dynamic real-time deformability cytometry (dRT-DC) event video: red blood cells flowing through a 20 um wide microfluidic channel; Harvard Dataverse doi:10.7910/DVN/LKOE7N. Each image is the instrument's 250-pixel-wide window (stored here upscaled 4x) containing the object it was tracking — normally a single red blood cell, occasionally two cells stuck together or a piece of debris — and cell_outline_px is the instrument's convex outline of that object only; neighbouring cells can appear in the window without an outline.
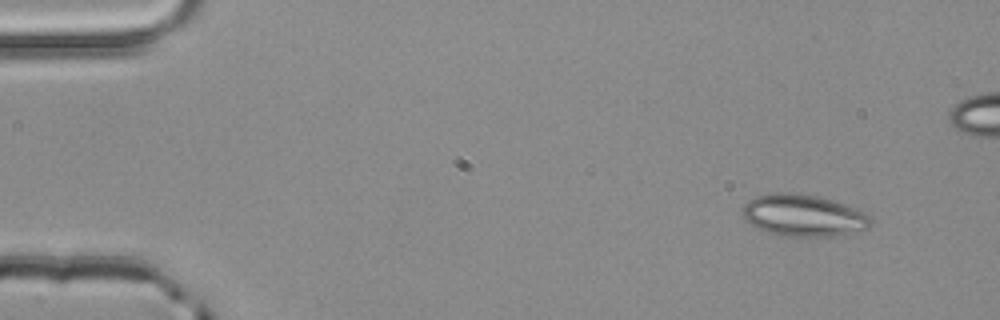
{"species": "common noctule bat (a hibernating species)", "species_latin": "Nyctalus noctula", "temperature_condition": "room temperature", "stored_images_in_passage": 3, "camera_frame_rate_fps": 3000, "um_per_image_px": 0.085, "animal": {"sex": "male", "body_mass_g": 20.4}, "frame": {"image": 1, "passage_image": 1, "time_ms": 0.0, "image_size_px": [1000, 320], "cell_outline_px": [[872, 224], [868, 228], [828, 236], [784, 236], [760, 228], [744, 220], [744, 204], [748, 200], [756, 196], [776, 192], [796, 192], [816, 196], [832, 200], [868, 212], [872, 216]], "centroid_in_image_um": [68.33, 18.28], "position_along_channel_um": 16.7, "area_um2": 30.98}}